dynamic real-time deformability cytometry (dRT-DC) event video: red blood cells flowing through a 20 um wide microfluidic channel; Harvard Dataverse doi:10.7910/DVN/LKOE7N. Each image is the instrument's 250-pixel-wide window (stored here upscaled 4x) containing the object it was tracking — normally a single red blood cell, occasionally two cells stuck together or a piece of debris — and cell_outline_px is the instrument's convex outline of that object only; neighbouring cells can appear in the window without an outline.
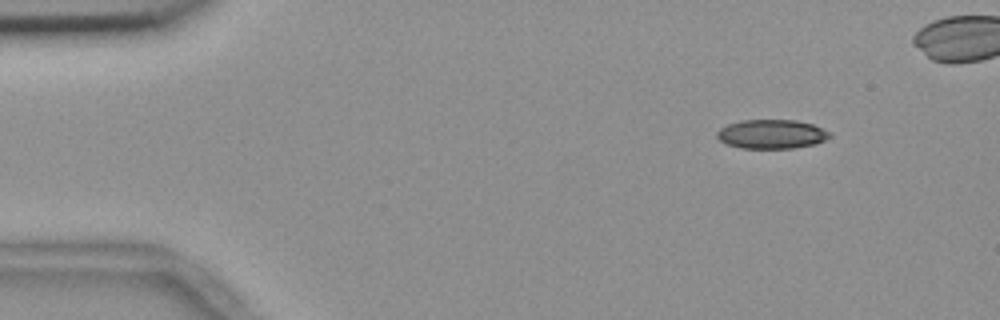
{"species": "common noctule bat (a hibernating species)", "species_latin": "Nyctalus noctula", "temperature_condition": "room temperature", "stored_images_in_passage": 44, "camera_frame_rate_fps": 3000, "um_per_image_px": 0.085, "animal": {"sex": "female", "body_mass_g": 18.4}, "frame": {"image": 1, "passage_image": 1, "time_ms": 0.0, "image_size_px": [1000, 320], "cell_outline_px": [[832, 136], [816, 144], [792, 148], [740, 148], [728, 144], [720, 140], [716, 136], [716, 132], [720, 128], [728, 124], [740, 120], [796, 120], [812, 124], [832, 132]], "centroid_in_image_um": [65.6, 11.39], "position_along_channel_um": 19.4, "area_um2": 19.19}}
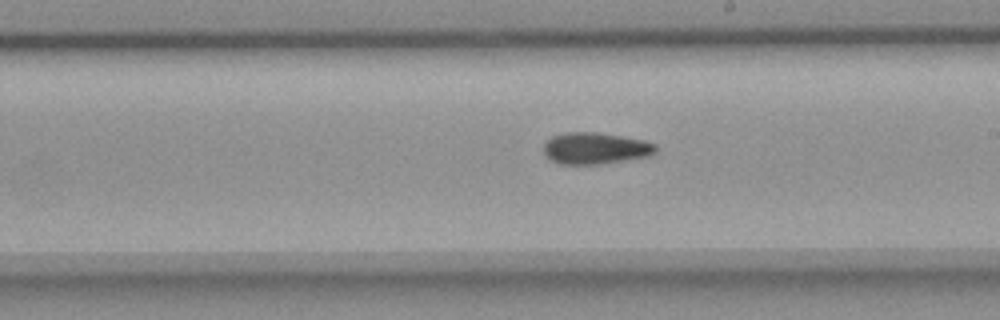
{"frame": {"image": 2, "passage_image": 26, "time_ms": 8.333, "image_size_px": [1000, 320], "cell_outline_px": [[656, 152], [648, 156], [600, 164], [560, 164], [552, 160], [544, 152], [544, 144], [552, 136], [564, 132], [596, 132], [644, 140], [656, 144]], "centroid_in_image_um": [50.6, 12.6], "position_along_channel_um": 238.4, "area_um2": 20.46}}
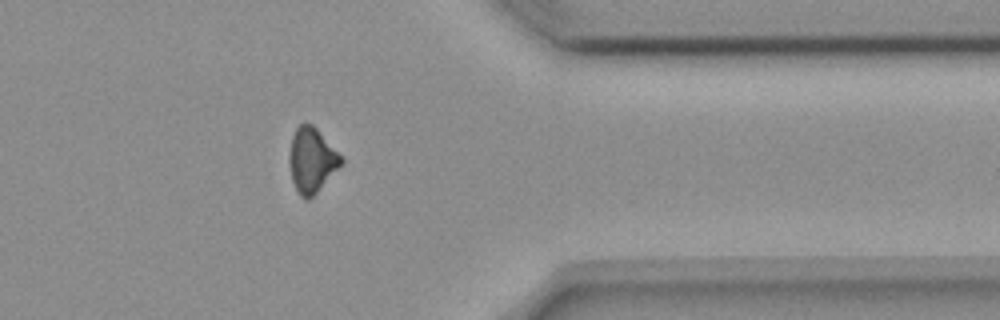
{"frame": {"image": 3, "passage_image": 39, "time_ms": 12.667, "image_size_px": [1000, 320], "cell_outline_px": [[344, 164], [308, 200], [304, 200], [300, 196], [292, 180], [288, 164], [288, 156], [292, 136], [296, 128], [300, 124], [312, 124], [316, 128], [344, 160]], "centroid_in_image_um": [26.48, 13.63], "position_along_channel_um": 384.9, "area_um2": 19.48}}